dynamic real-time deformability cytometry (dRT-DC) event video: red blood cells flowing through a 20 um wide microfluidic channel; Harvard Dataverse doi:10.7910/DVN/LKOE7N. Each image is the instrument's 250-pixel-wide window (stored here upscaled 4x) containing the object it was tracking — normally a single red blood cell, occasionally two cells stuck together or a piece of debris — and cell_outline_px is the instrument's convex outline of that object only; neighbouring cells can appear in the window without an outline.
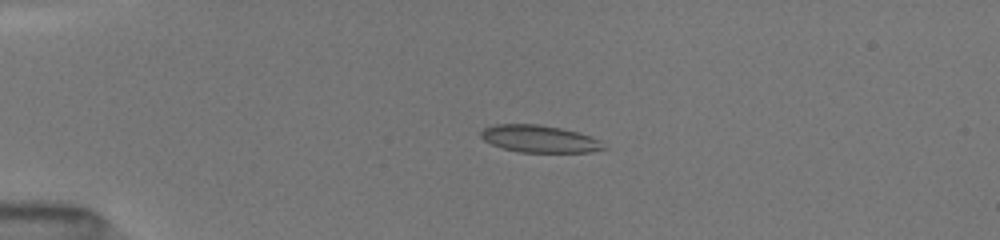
{"species": "common noctule bat (a hibernating species)", "species_latin": "Nyctalus noctula", "temperature_condition": "room temperature", "stored_images_in_passage": 25, "camera_frame_rate_fps": 3000, "um_per_image_px": 0.085, "animal": {"sex": "female", "body_mass_g": 19.5, "forearm_length_mm": 54.1}, "frame": {"image": 1, "passage_image": 1, "time_ms": 0.0, "image_size_px": [1000, 240], "cell_outline_px": [[608, 148], [592, 152], [520, 152], [504, 148], [492, 144], [484, 140], [480, 136], [480, 132], [484, 128], [496, 124], [540, 124], [560, 128], [576, 132], [600, 140]], "centroid_in_image_um": [45.86, 11.8], "position_along_channel_um": 39.1, "area_um2": 19.36}}
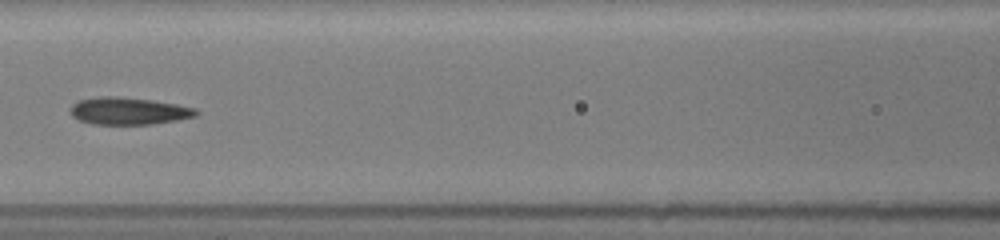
{"frame": {"image": 2, "passage_image": 11, "time_ms": 4.0, "image_size_px": [1000, 240], "cell_outline_px": [[200, 112], [196, 116], [176, 120], [152, 124], [92, 124], [80, 120], [72, 116], [68, 108], [72, 104], [80, 100], [100, 96], [116, 96], [152, 100], [176, 104], [196, 108]], "centroid_in_image_um": [10.92, 9.43], "position_along_channel_um": 155.7, "area_um2": 20.0}}
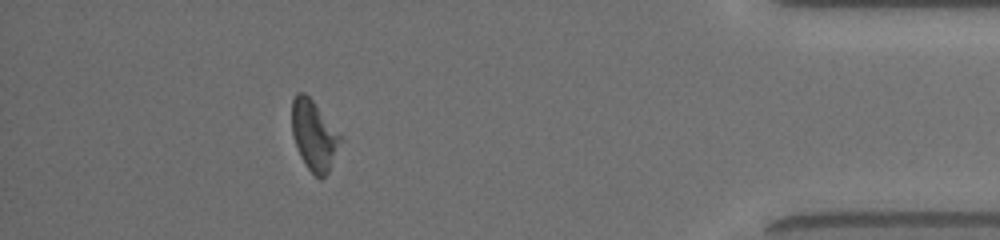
{"frame": {"image": 3, "passage_image": 22, "time_ms": 11.333, "image_size_px": [1000, 240], "cell_outline_px": [[340, 140], [328, 172], [320, 180], [308, 168], [300, 156], [292, 132], [292, 100], [296, 92], [304, 92], [312, 100], [340, 136]], "centroid_in_image_um": [26.63, 11.49], "position_along_channel_um": 408.6, "area_um2": 18.96}, "authors_computed_cell_mechanics": {"area_um2": 19.941, "velocity_mm_per_s": 4.0537, "shape_relaxation_time_tau1_ms": 4.3135, "shape_relaxation_time_tau2_ms": 4.2077, "deformation_change_tau1": 0.1216, "deformation_change_tau2": 0.0951}}